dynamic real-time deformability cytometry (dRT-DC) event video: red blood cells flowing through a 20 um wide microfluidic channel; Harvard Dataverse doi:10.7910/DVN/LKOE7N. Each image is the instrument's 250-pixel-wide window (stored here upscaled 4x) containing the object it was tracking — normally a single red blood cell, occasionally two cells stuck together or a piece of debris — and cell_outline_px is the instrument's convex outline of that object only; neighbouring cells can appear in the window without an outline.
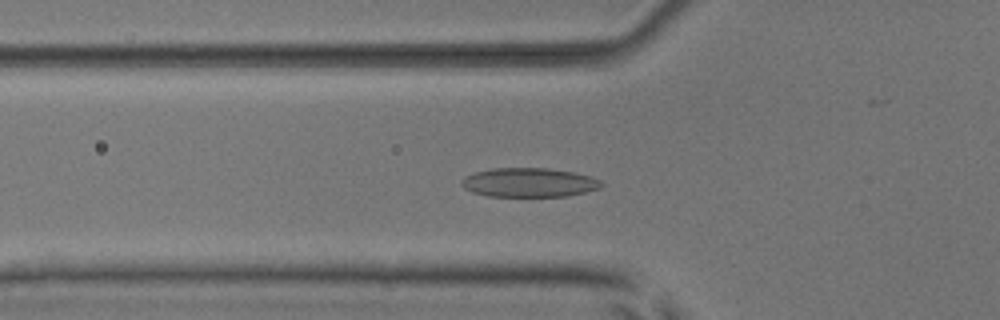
{"species": "common noctule bat (a hibernating species)", "species_latin": "Nyctalus noctula", "temperature_condition": "room temperature", "stored_images_in_passage": 54, "camera_frame_rate_fps": 3000, "um_per_image_px": 0.085, "animal": {"sex": "male", "body_mass_g": 17.9, "forearm_length_mm": 54.2}, "frame": {"image": 1, "passage_image": 19, "time_ms": 6.0, "image_size_px": [1000, 320], "cell_outline_px": [[604, 184], [600, 188], [568, 196], [488, 196], [472, 192], [464, 188], [460, 184], [460, 180], [464, 176], [476, 172], [492, 168], [548, 168], [572, 172], [588, 176], [600, 180]], "centroid_in_image_um": [44.93, 15.51], "position_along_channel_um": 80.9, "area_um2": 23.7}}
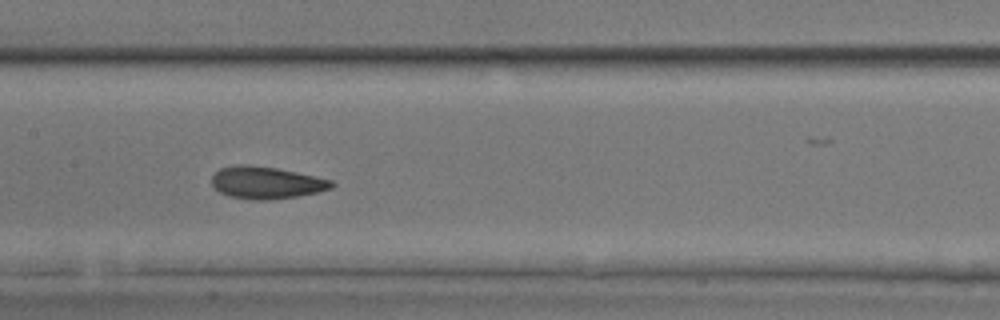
{"frame": {"image": 2, "passage_image": 27, "time_ms": 8.667, "image_size_px": [1000, 320], "cell_outline_px": [[336, 184], [332, 188], [316, 192], [296, 196], [264, 200], [248, 200], [228, 196], [220, 192], [212, 184], [212, 176], [220, 168], [240, 164], [248, 164], [276, 168], [332, 180]], "centroid_in_image_um": [22.61, 15.53], "position_along_channel_um": 184.8, "area_um2": 22.31}}
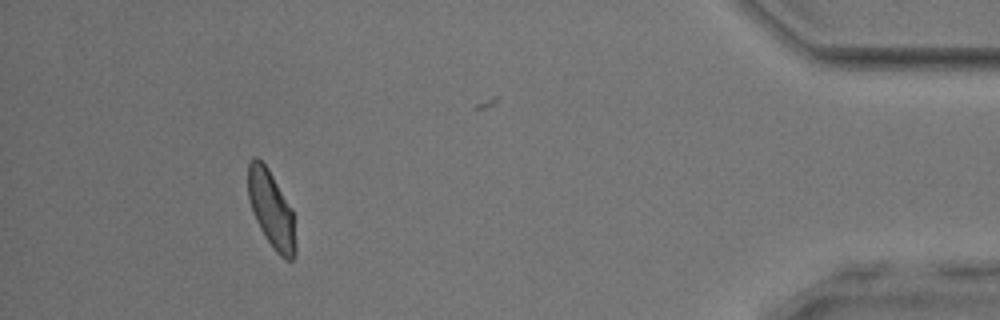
{"frame": {"image": 3, "passage_image": 49, "time_ms": 16.0, "image_size_px": [1000, 320], "cell_outline_px": [[296, 252], [292, 260], [288, 260], [280, 256], [276, 252], [260, 228], [256, 220], [248, 196], [248, 164], [252, 156], [256, 156], [268, 168], [292, 208], [296, 244]], "centroid_in_image_um": [23.07, 17.78], "position_along_channel_um": 412.1, "area_um2": 21.1}, "authors_computed_cell_mechanics": {"area_um2": 22.3975, "velocity_mm_per_s": 3.8915, "shape_relaxation_time_tau1_ms": 4.5926, "shape_relaxation_time_tau2_ms": 1.7801, "deformation_change_tau1": 0.1404, "deformation_change_tau2": 0.0696}}